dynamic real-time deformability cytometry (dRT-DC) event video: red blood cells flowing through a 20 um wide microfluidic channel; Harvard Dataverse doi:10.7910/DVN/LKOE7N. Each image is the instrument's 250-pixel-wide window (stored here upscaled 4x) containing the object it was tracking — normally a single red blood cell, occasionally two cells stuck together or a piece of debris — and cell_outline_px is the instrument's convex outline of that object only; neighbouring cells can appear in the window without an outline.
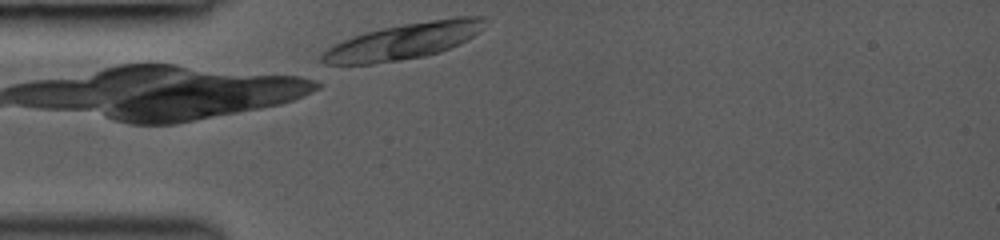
{"species": "common noctule bat (a hibernating species)", "species_latin": "Nyctalus noctula", "temperature_condition": "room temperature", "stored_images_in_passage": 29, "camera_frame_rate_fps": 3000, "um_per_image_px": 0.085, "animal": {"sex": "female", "body_mass_g": 19.0, "forearm_length_mm": 53.3}, "frame": {"image": 1, "passage_image": 1, "time_ms": 0.0, "image_size_px": [1000, 240], "cell_outline_px": [[484, 20], [480, 32], [440, 52], [424, 56], [400, 60], [372, 64], [324, 64], [320, 60], [320, 56], [328, 48], [352, 36], [384, 28], [404, 24], [456, 16], [484, 16]], "centroid_in_image_um": [34.29, 3.51], "position_along_channel_um": 50.7, "area_um2": 33.52}}
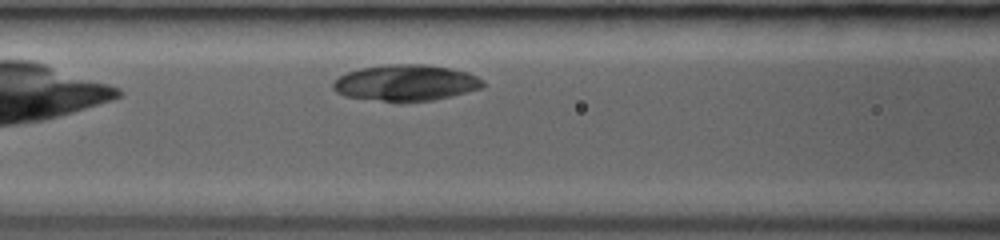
{"frame": {"image": 2, "passage_image": 8, "time_ms": 2.333, "image_size_px": [1000, 240], "cell_outline_px": [[484, 88], [432, 100], [380, 100], [344, 96], [336, 92], [332, 88], [332, 84], [340, 76], [348, 72], [360, 68], [384, 64], [424, 64], [448, 68], [468, 72], [484, 80]], "centroid_in_image_um": [34.5, 7.01], "position_along_channel_um": 132.1, "area_um2": 31.15}}
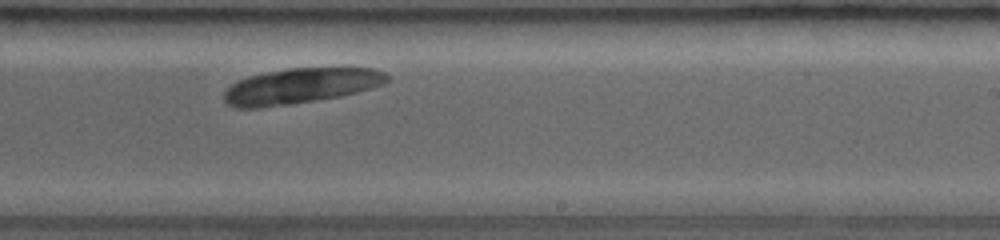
{"frame": {"image": 3, "passage_image": 18, "time_ms": 5.667, "image_size_px": [1000, 240], "cell_outline_px": [[388, 80], [384, 84], [356, 92], [340, 96], [288, 104], [260, 108], [236, 108], [228, 104], [224, 100], [224, 92], [236, 80], [248, 76], [288, 68], [372, 68], [384, 72], [388, 76]], "centroid_in_image_um": [25.51, 7.3], "position_along_channel_um": 263.5, "area_um2": 33.35}}